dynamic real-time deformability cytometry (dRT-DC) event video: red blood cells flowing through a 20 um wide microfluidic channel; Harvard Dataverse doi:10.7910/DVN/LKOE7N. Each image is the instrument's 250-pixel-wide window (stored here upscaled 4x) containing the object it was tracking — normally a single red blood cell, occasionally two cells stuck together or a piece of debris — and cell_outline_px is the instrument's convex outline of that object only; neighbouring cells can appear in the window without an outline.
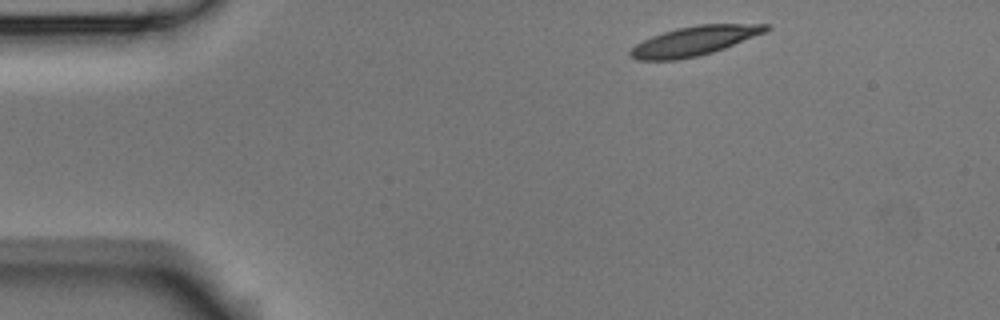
{"species": "Egyptian fruit bat (a non-hibernating species)", "species_latin": "Rousettus aegyptiacus", "temperature_condition": "room temperature", "stored_images_in_passage": 3, "camera_frame_rate_fps": 3000, "um_per_image_px": 0.085, "animal": {"sex": "male"}, "frame": {"image": 1, "passage_image": 1, "time_ms": 0.0, "image_size_px": [1000, 320], "cell_outline_px": [[772, 28], [764, 32], [724, 48], [700, 56], [676, 60], [636, 60], [628, 56], [628, 52], [636, 44], [652, 36], [676, 28], [696, 24], [768, 24]], "centroid_in_image_um": [58.97, 3.48], "position_along_channel_um": 26.0, "area_um2": 23.12}}
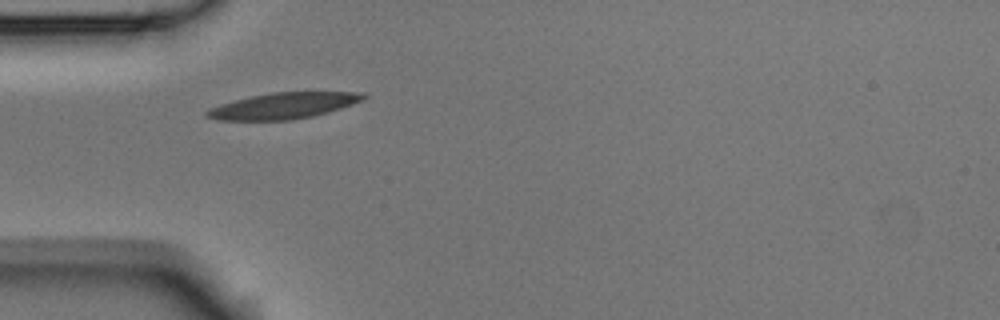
{"frame": {"image": 2, "passage_image": 3, "time_ms": 0.667, "image_size_px": [1000, 320], "cell_outline_px": [[368, 96], [364, 100], [328, 112], [312, 116], [292, 120], [220, 120], [204, 116], [204, 112], [208, 108], [220, 104], [252, 96], [272, 92], [364, 92]], "centroid_in_image_um": [24.09, 8.99], "position_along_channel_um": 60.9, "area_um2": 23.76}}